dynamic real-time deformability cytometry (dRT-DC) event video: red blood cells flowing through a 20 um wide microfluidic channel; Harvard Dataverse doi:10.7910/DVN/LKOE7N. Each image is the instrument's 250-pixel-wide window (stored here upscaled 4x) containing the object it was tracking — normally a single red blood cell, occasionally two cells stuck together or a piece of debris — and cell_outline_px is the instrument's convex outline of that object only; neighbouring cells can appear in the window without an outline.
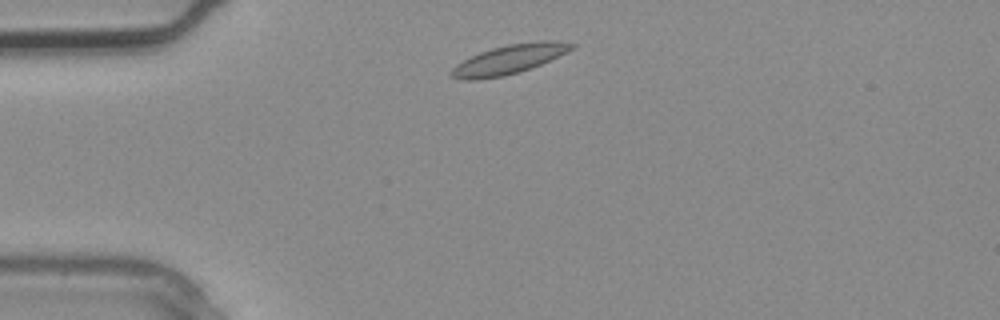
{"species": "common noctule bat (a hibernating species)", "species_latin": "Nyctalus noctula", "temperature_condition": "warm", "stored_images_in_passage": 2, "camera_frame_rate_fps": 3000, "um_per_image_px": 0.085, "animal": {"sex": "male", "body_mass_g": 20.4}, "frame": {"image": 1, "passage_image": 1, "time_ms": 0.0, "image_size_px": [1000, 320], "cell_outline_px": [[576, 44], [572, 48], [540, 64], [520, 72], [504, 76], [476, 80], [464, 80], [448, 76], [448, 72], [456, 64], [480, 52], [492, 48], [508, 44], [548, 40], [556, 40]], "centroid_in_image_um": [43.19, 5.06], "position_along_channel_um": 41.8, "area_um2": 20.23}}
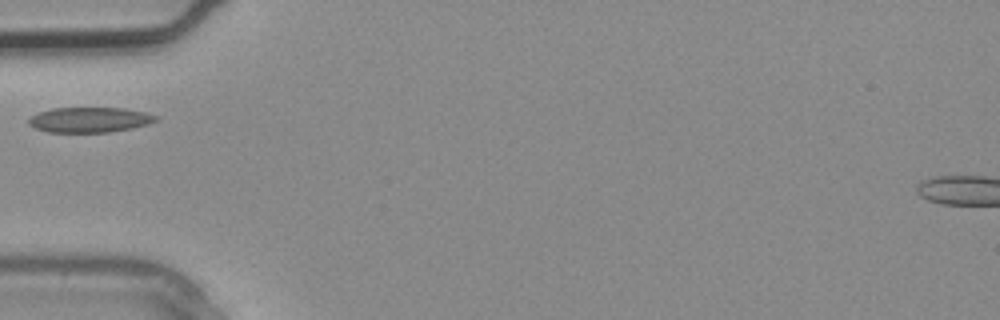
{"frame": {"image": 2, "passage_image": 2, "time_ms": 0.333, "image_size_px": [1000, 320], "cell_outline_px": [[156, 120], [148, 124], [132, 128], [112, 132], [48, 132], [36, 128], [28, 124], [28, 120], [32, 116], [40, 112], [52, 108], [124, 108], [144, 112], [156, 116]], "centroid_in_image_um": [7.61, 10.18], "position_along_channel_um": 77.4, "area_um2": 18.5}}